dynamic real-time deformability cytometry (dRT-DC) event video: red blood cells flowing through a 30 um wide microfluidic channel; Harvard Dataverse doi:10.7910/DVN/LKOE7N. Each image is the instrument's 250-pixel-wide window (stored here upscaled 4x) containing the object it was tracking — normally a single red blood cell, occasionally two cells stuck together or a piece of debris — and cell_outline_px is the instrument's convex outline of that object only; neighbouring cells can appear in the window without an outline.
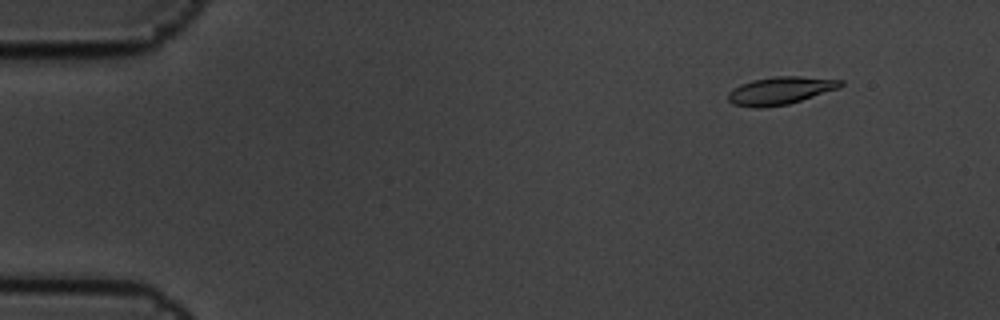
{"species": "common noctule bat (a hibernating species)", "species_latin": "Nyctalus noctula", "temperature_condition": "cold", "stored_images_in_passage": 15, "camera_frame_rate_fps": 3000, "um_per_image_px": 0.085, "animal": {"sex": "male", "body_mass_g": 19.5, "forearm_length_mm": 54.6}, "frame": {"image": 1, "passage_image": 2, "time_ms": 0.333, "image_size_px": [1000, 320], "cell_outline_px": [[844, 84], [840, 88], [788, 104], [764, 108], [756, 108], [732, 104], [728, 100], [728, 92], [740, 84], [752, 80], [776, 76], [800, 76], [844, 80]], "centroid_in_image_um": [66.33, 7.7], "position_along_channel_um": 18.7, "area_um2": 18.26}}
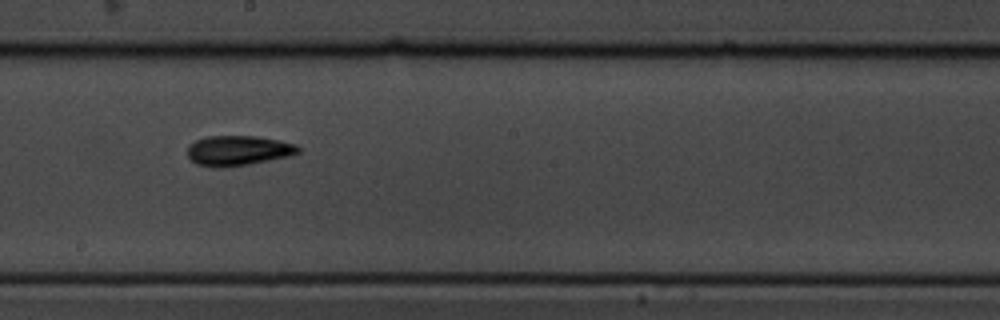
{"frame": {"image": 2, "passage_image": 9, "time_ms": 2.667, "image_size_px": [1000, 320], "cell_outline_px": [[300, 152], [292, 156], [248, 164], [220, 168], [212, 168], [196, 164], [188, 156], [188, 144], [196, 140], [208, 136], [256, 136], [280, 140], [296, 144], [300, 148]], "centroid_in_image_um": [20.25, 12.8], "position_along_channel_um": 227.9, "area_um2": 19.59}}
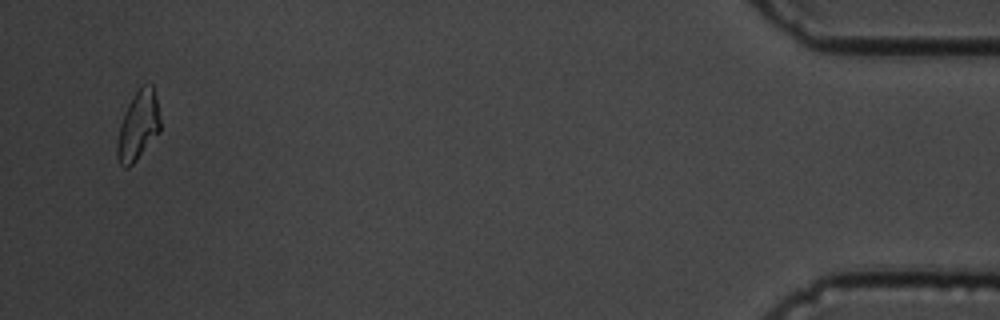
{"frame": {"image": 3, "passage_image": 15, "time_ms": 4.667, "image_size_px": [1000, 320], "cell_outline_px": [[160, 132], [136, 160], [128, 168], [124, 168], [120, 164], [116, 156], [116, 144], [120, 124], [124, 112], [128, 104], [136, 92], [144, 84], [152, 84], [156, 100], [160, 120]], "centroid_in_image_um": [11.72, 10.73], "position_along_channel_um": 423.5, "area_um2": 17.22}}